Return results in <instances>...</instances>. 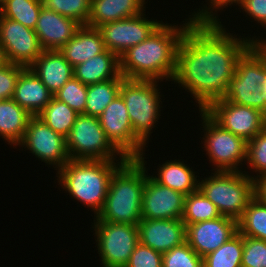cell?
<instances>
[{
	"mask_svg": "<svg viewBox=\"0 0 266 267\" xmlns=\"http://www.w3.org/2000/svg\"><path fill=\"white\" fill-rule=\"evenodd\" d=\"M26 67L13 63H7L0 68V99H12L16 82L20 73Z\"/></svg>",
	"mask_w": 266,
	"mask_h": 267,
	"instance_id": "obj_40",
	"label": "cell"
},
{
	"mask_svg": "<svg viewBox=\"0 0 266 267\" xmlns=\"http://www.w3.org/2000/svg\"><path fill=\"white\" fill-rule=\"evenodd\" d=\"M146 172L142 199V219H181L185 196L156 182Z\"/></svg>",
	"mask_w": 266,
	"mask_h": 267,
	"instance_id": "obj_17",
	"label": "cell"
},
{
	"mask_svg": "<svg viewBox=\"0 0 266 267\" xmlns=\"http://www.w3.org/2000/svg\"><path fill=\"white\" fill-rule=\"evenodd\" d=\"M125 267H162V253L139 242Z\"/></svg>",
	"mask_w": 266,
	"mask_h": 267,
	"instance_id": "obj_39",
	"label": "cell"
},
{
	"mask_svg": "<svg viewBox=\"0 0 266 267\" xmlns=\"http://www.w3.org/2000/svg\"><path fill=\"white\" fill-rule=\"evenodd\" d=\"M204 111L222 128L246 142L263 131L265 114L258 109L219 99L212 102Z\"/></svg>",
	"mask_w": 266,
	"mask_h": 267,
	"instance_id": "obj_13",
	"label": "cell"
},
{
	"mask_svg": "<svg viewBox=\"0 0 266 267\" xmlns=\"http://www.w3.org/2000/svg\"><path fill=\"white\" fill-rule=\"evenodd\" d=\"M221 23L191 21L177 50L172 81L191 93L200 110L223 99L239 58L254 44ZM181 84V85H180Z\"/></svg>",
	"mask_w": 266,
	"mask_h": 267,
	"instance_id": "obj_1",
	"label": "cell"
},
{
	"mask_svg": "<svg viewBox=\"0 0 266 267\" xmlns=\"http://www.w3.org/2000/svg\"><path fill=\"white\" fill-rule=\"evenodd\" d=\"M79 114L71 109L67 104L59 101L54 96L46 107L37 115L54 132L65 138L69 135L76 117Z\"/></svg>",
	"mask_w": 266,
	"mask_h": 267,
	"instance_id": "obj_28",
	"label": "cell"
},
{
	"mask_svg": "<svg viewBox=\"0 0 266 267\" xmlns=\"http://www.w3.org/2000/svg\"><path fill=\"white\" fill-rule=\"evenodd\" d=\"M190 17L181 25L162 23L143 42L128 48L120 59V72L127 79L172 81L177 50Z\"/></svg>",
	"mask_w": 266,
	"mask_h": 267,
	"instance_id": "obj_2",
	"label": "cell"
},
{
	"mask_svg": "<svg viewBox=\"0 0 266 267\" xmlns=\"http://www.w3.org/2000/svg\"><path fill=\"white\" fill-rule=\"evenodd\" d=\"M238 232L243 236L266 241V205L255 196L238 220Z\"/></svg>",
	"mask_w": 266,
	"mask_h": 267,
	"instance_id": "obj_29",
	"label": "cell"
},
{
	"mask_svg": "<svg viewBox=\"0 0 266 267\" xmlns=\"http://www.w3.org/2000/svg\"><path fill=\"white\" fill-rule=\"evenodd\" d=\"M29 68L53 96L74 76L73 67L59 50H43Z\"/></svg>",
	"mask_w": 266,
	"mask_h": 267,
	"instance_id": "obj_20",
	"label": "cell"
},
{
	"mask_svg": "<svg viewBox=\"0 0 266 267\" xmlns=\"http://www.w3.org/2000/svg\"><path fill=\"white\" fill-rule=\"evenodd\" d=\"M145 0H91L86 26H99L139 15L146 10ZM145 5V6H144Z\"/></svg>",
	"mask_w": 266,
	"mask_h": 267,
	"instance_id": "obj_23",
	"label": "cell"
},
{
	"mask_svg": "<svg viewBox=\"0 0 266 267\" xmlns=\"http://www.w3.org/2000/svg\"><path fill=\"white\" fill-rule=\"evenodd\" d=\"M17 146L29 150L35 158L53 166L57 171L70 160L66 138L54 132L37 116L29 119L26 132Z\"/></svg>",
	"mask_w": 266,
	"mask_h": 267,
	"instance_id": "obj_11",
	"label": "cell"
},
{
	"mask_svg": "<svg viewBox=\"0 0 266 267\" xmlns=\"http://www.w3.org/2000/svg\"><path fill=\"white\" fill-rule=\"evenodd\" d=\"M81 26L73 18L42 7L34 31L43 50H60Z\"/></svg>",
	"mask_w": 266,
	"mask_h": 267,
	"instance_id": "obj_19",
	"label": "cell"
},
{
	"mask_svg": "<svg viewBox=\"0 0 266 267\" xmlns=\"http://www.w3.org/2000/svg\"><path fill=\"white\" fill-rule=\"evenodd\" d=\"M106 50L102 35L97 28L82 25L75 36L59 51L74 68Z\"/></svg>",
	"mask_w": 266,
	"mask_h": 267,
	"instance_id": "obj_22",
	"label": "cell"
},
{
	"mask_svg": "<svg viewBox=\"0 0 266 267\" xmlns=\"http://www.w3.org/2000/svg\"><path fill=\"white\" fill-rule=\"evenodd\" d=\"M209 1V2H208ZM244 0H207V4L198 9L197 12L193 11L192 14L188 15L192 21L201 22V23H221L218 18L219 9L222 11L224 8L229 6L238 5L240 6ZM217 12V13H216ZM217 15V16H216Z\"/></svg>",
	"mask_w": 266,
	"mask_h": 267,
	"instance_id": "obj_38",
	"label": "cell"
},
{
	"mask_svg": "<svg viewBox=\"0 0 266 267\" xmlns=\"http://www.w3.org/2000/svg\"><path fill=\"white\" fill-rule=\"evenodd\" d=\"M241 267H266V241L243 236Z\"/></svg>",
	"mask_w": 266,
	"mask_h": 267,
	"instance_id": "obj_37",
	"label": "cell"
},
{
	"mask_svg": "<svg viewBox=\"0 0 266 267\" xmlns=\"http://www.w3.org/2000/svg\"><path fill=\"white\" fill-rule=\"evenodd\" d=\"M124 79H112L88 85L85 114L99 117L104 109L120 94Z\"/></svg>",
	"mask_w": 266,
	"mask_h": 267,
	"instance_id": "obj_27",
	"label": "cell"
},
{
	"mask_svg": "<svg viewBox=\"0 0 266 267\" xmlns=\"http://www.w3.org/2000/svg\"><path fill=\"white\" fill-rule=\"evenodd\" d=\"M193 167L181 159L167 160L157 168L156 176L151 177L159 184L188 195L198 190L199 179Z\"/></svg>",
	"mask_w": 266,
	"mask_h": 267,
	"instance_id": "obj_25",
	"label": "cell"
},
{
	"mask_svg": "<svg viewBox=\"0 0 266 267\" xmlns=\"http://www.w3.org/2000/svg\"><path fill=\"white\" fill-rule=\"evenodd\" d=\"M0 45L9 63L29 67L43 52L31 28L0 15Z\"/></svg>",
	"mask_w": 266,
	"mask_h": 267,
	"instance_id": "obj_15",
	"label": "cell"
},
{
	"mask_svg": "<svg viewBox=\"0 0 266 267\" xmlns=\"http://www.w3.org/2000/svg\"><path fill=\"white\" fill-rule=\"evenodd\" d=\"M143 12L126 19L109 22L99 26L106 49L116 53L119 57L128 48L147 39L162 23L157 19L145 17Z\"/></svg>",
	"mask_w": 266,
	"mask_h": 267,
	"instance_id": "obj_14",
	"label": "cell"
},
{
	"mask_svg": "<svg viewBox=\"0 0 266 267\" xmlns=\"http://www.w3.org/2000/svg\"><path fill=\"white\" fill-rule=\"evenodd\" d=\"M42 7L87 25L91 0H41Z\"/></svg>",
	"mask_w": 266,
	"mask_h": 267,
	"instance_id": "obj_33",
	"label": "cell"
},
{
	"mask_svg": "<svg viewBox=\"0 0 266 267\" xmlns=\"http://www.w3.org/2000/svg\"><path fill=\"white\" fill-rule=\"evenodd\" d=\"M263 131L266 132V114L264 115V125H263Z\"/></svg>",
	"mask_w": 266,
	"mask_h": 267,
	"instance_id": "obj_45",
	"label": "cell"
},
{
	"mask_svg": "<svg viewBox=\"0 0 266 267\" xmlns=\"http://www.w3.org/2000/svg\"><path fill=\"white\" fill-rule=\"evenodd\" d=\"M157 80L125 78L121 83L120 95L123 98L134 136L145 146L157 122H159L162 101ZM158 87V88H157ZM161 102V103H160ZM152 131V132H151Z\"/></svg>",
	"mask_w": 266,
	"mask_h": 267,
	"instance_id": "obj_6",
	"label": "cell"
},
{
	"mask_svg": "<svg viewBox=\"0 0 266 267\" xmlns=\"http://www.w3.org/2000/svg\"><path fill=\"white\" fill-rule=\"evenodd\" d=\"M162 267H203V258L184 242L162 254Z\"/></svg>",
	"mask_w": 266,
	"mask_h": 267,
	"instance_id": "obj_36",
	"label": "cell"
},
{
	"mask_svg": "<svg viewBox=\"0 0 266 267\" xmlns=\"http://www.w3.org/2000/svg\"><path fill=\"white\" fill-rule=\"evenodd\" d=\"M7 63H8V61L6 59V56H5V53H4V49L0 45V68L3 67Z\"/></svg>",
	"mask_w": 266,
	"mask_h": 267,
	"instance_id": "obj_44",
	"label": "cell"
},
{
	"mask_svg": "<svg viewBox=\"0 0 266 267\" xmlns=\"http://www.w3.org/2000/svg\"><path fill=\"white\" fill-rule=\"evenodd\" d=\"M88 85L82 84L74 76L54 95L78 114H85Z\"/></svg>",
	"mask_w": 266,
	"mask_h": 267,
	"instance_id": "obj_35",
	"label": "cell"
},
{
	"mask_svg": "<svg viewBox=\"0 0 266 267\" xmlns=\"http://www.w3.org/2000/svg\"><path fill=\"white\" fill-rule=\"evenodd\" d=\"M238 9L266 29V0H244Z\"/></svg>",
	"mask_w": 266,
	"mask_h": 267,
	"instance_id": "obj_41",
	"label": "cell"
},
{
	"mask_svg": "<svg viewBox=\"0 0 266 267\" xmlns=\"http://www.w3.org/2000/svg\"><path fill=\"white\" fill-rule=\"evenodd\" d=\"M247 168H251L256 175H249L248 172L243 171L250 178L254 179L260 175L266 174V132L261 131L254 138L247 142L246 151Z\"/></svg>",
	"mask_w": 266,
	"mask_h": 267,
	"instance_id": "obj_34",
	"label": "cell"
},
{
	"mask_svg": "<svg viewBox=\"0 0 266 267\" xmlns=\"http://www.w3.org/2000/svg\"><path fill=\"white\" fill-rule=\"evenodd\" d=\"M41 8V0H3L0 15L34 30Z\"/></svg>",
	"mask_w": 266,
	"mask_h": 267,
	"instance_id": "obj_31",
	"label": "cell"
},
{
	"mask_svg": "<svg viewBox=\"0 0 266 267\" xmlns=\"http://www.w3.org/2000/svg\"><path fill=\"white\" fill-rule=\"evenodd\" d=\"M106 138L126 158L145 155V146L134 136L126 104L119 94L98 117Z\"/></svg>",
	"mask_w": 266,
	"mask_h": 267,
	"instance_id": "obj_12",
	"label": "cell"
},
{
	"mask_svg": "<svg viewBox=\"0 0 266 267\" xmlns=\"http://www.w3.org/2000/svg\"><path fill=\"white\" fill-rule=\"evenodd\" d=\"M221 216L217 207L199 189L185 196L181 218L185 225L214 220Z\"/></svg>",
	"mask_w": 266,
	"mask_h": 267,
	"instance_id": "obj_30",
	"label": "cell"
},
{
	"mask_svg": "<svg viewBox=\"0 0 266 267\" xmlns=\"http://www.w3.org/2000/svg\"><path fill=\"white\" fill-rule=\"evenodd\" d=\"M137 226L139 242L162 254L186 242L182 219H141Z\"/></svg>",
	"mask_w": 266,
	"mask_h": 267,
	"instance_id": "obj_18",
	"label": "cell"
},
{
	"mask_svg": "<svg viewBox=\"0 0 266 267\" xmlns=\"http://www.w3.org/2000/svg\"><path fill=\"white\" fill-rule=\"evenodd\" d=\"M202 132H204L203 150L208 156L213 171L240 172L241 164H246L247 142L222 128L204 110H200ZM211 162V163H210ZM244 162V163H242ZM240 166V167H238ZM239 169V170H238Z\"/></svg>",
	"mask_w": 266,
	"mask_h": 267,
	"instance_id": "obj_8",
	"label": "cell"
},
{
	"mask_svg": "<svg viewBox=\"0 0 266 267\" xmlns=\"http://www.w3.org/2000/svg\"><path fill=\"white\" fill-rule=\"evenodd\" d=\"M243 235L239 232L217 250L203 257V267H241Z\"/></svg>",
	"mask_w": 266,
	"mask_h": 267,
	"instance_id": "obj_32",
	"label": "cell"
},
{
	"mask_svg": "<svg viewBox=\"0 0 266 267\" xmlns=\"http://www.w3.org/2000/svg\"><path fill=\"white\" fill-rule=\"evenodd\" d=\"M266 52L254 43L238 60L223 99L266 114Z\"/></svg>",
	"mask_w": 266,
	"mask_h": 267,
	"instance_id": "obj_5",
	"label": "cell"
},
{
	"mask_svg": "<svg viewBox=\"0 0 266 267\" xmlns=\"http://www.w3.org/2000/svg\"><path fill=\"white\" fill-rule=\"evenodd\" d=\"M146 157L127 158L113 173L104 205L94 221L137 225L142 219Z\"/></svg>",
	"mask_w": 266,
	"mask_h": 267,
	"instance_id": "obj_3",
	"label": "cell"
},
{
	"mask_svg": "<svg viewBox=\"0 0 266 267\" xmlns=\"http://www.w3.org/2000/svg\"><path fill=\"white\" fill-rule=\"evenodd\" d=\"M254 196L266 205V174L254 178Z\"/></svg>",
	"mask_w": 266,
	"mask_h": 267,
	"instance_id": "obj_42",
	"label": "cell"
},
{
	"mask_svg": "<svg viewBox=\"0 0 266 267\" xmlns=\"http://www.w3.org/2000/svg\"><path fill=\"white\" fill-rule=\"evenodd\" d=\"M73 69L74 77L85 85L112 79H125L120 72L119 56L108 49Z\"/></svg>",
	"mask_w": 266,
	"mask_h": 267,
	"instance_id": "obj_24",
	"label": "cell"
},
{
	"mask_svg": "<svg viewBox=\"0 0 266 267\" xmlns=\"http://www.w3.org/2000/svg\"><path fill=\"white\" fill-rule=\"evenodd\" d=\"M31 117L32 115L13 99L0 100V137L16 148Z\"/></svg>",
	"mask_w": 266,
	"mask_h": 267,
	"instance_id": "obj_26",
	"label": "cell"
},
{
	"mask_svg": "<svg viewBox=\"0 0 266 267\" xmlns=\"http://www.w3.org/2000/svg\"><path fill=\"white\" fill-rule=\"evenodd\" d=\"M52 97L40 78L27 67L18 77L12 99L32 116H37Z\"/></svg>",
	"mask_w": 266,
	"mask_h": 267,
	"instance_id": "obj_21",
	"label": "cell"
},
{
	"mask_svg": "<svg viewBox=\"0 0 266 267\" xmlns=\"http://www.w3.org/2000/svg\"><path fill=\"white\" fill-rule=\"evenodd\" d=\"M124 161L70 159L56 173L58 185L71 198L90 207L96 217L104 205L111 177Z\"/></svg>",
	"mask_w": 266,
	"mask_h": 267,
	"instance_id": "obj_4",
	"label": "cell"
},
{
	"mask_svg": "<svg viewBox=\"0 0 266 267\" xmlns=\"http://www.w3.org/2000/svg\"><path fill=\"white\" fill-rule=\"evenodd\" d=\"M201 179L198 189L217 207L220 214L238 221L254 197V179L243 171H214L209 177Z\"/></svg>",
	"mask_w": 266,
	"mask_h": 267,
	"instance_id": "obj_7",
	"label": "cell"
},
{
	"mask_svg": "<svg viewBox=\"0 0 266 267\" xmlns=\"http://www.w3.org/2000/svg\"><path fill=\"white\" fill-rule=\"evenodd\" d=\"M252 38V42L253 43H256L264 52H266V40L265 39H263L262 40V37H258V38H256V36L254 37H251Z\"/></svg>",
	"mask_w": 266,
	"mask_h": 267,
	"instance_id": "obj_43",
	"label": "cell"
},
{
	"mask_svg": "<svg viewBox=\"0 0 266 267\" xmlns=\"http://www.w3.org/2000/svg\"><path fill=\"white\" fill-rule=\"evenodd\" d=\"M238 233V221L221 216L186 225V242L201 257L217 250Z\"/></svg>",
	"mask_w": 266,
	"mask_h": 267,
	"instance_id": "obj_16",
	"label": "cell"
},
{
	"mask_svg": "<svg viewBox=\"0 0 266 267\" xmlns=\"http://www.w3.org/2000/svg\"><path fill=\"white\" fill-rule=\"evenodd\" d=\"M66 147L72 160L127 159L106 138L99 118L86 114H79L76 117L66 137Z\"/></svg>",
	"mask_w": 266,
	"mask_h": 267,
	"instance_id": "obj_9",
	"label": "cell"
},
{
	"mask_svg": "<svg viewBox=\"0 0 266 267\" xmlns=\"http://www.w3.org/2000/svg\"><path fill=\"white\" fill-rule=\"evenodd\" d=\"M94 222V223H93ZM95 241L102 267H125L139 243L138 226L93 221Z\"/></svg>",
	"mask_w": 266,
	"mask_h": 267,
	"instance_id": "obj_10",
	"label": "cell"
}]
</instances>
